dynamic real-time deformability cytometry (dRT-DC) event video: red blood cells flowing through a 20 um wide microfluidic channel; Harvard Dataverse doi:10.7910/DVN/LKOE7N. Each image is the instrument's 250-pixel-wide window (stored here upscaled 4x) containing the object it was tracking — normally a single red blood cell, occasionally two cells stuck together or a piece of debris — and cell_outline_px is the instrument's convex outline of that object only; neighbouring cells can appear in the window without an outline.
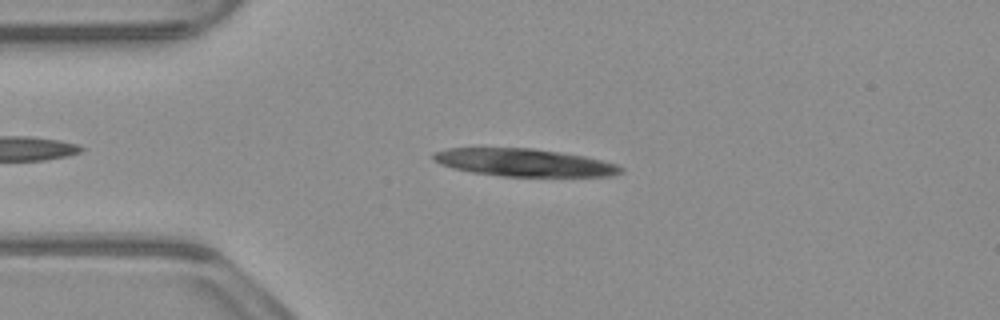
{"species": "common noctule bat (a hibernating species)", "species_latin": "Nyctalus noctula", "temperature_condition": "warm", "stored_images_in_passage": 50, "camera_frame_rate_fps": 3000, "um_per_image_px": 0.085, "animal": {"sex": "male", "body_mass_g": 23.1, "forearm_length_mm": 52.7}, "frame": {"image": 1, "passage_image": 8, "time_ms": 2.333, "image_size_px": [1000, 320], "cell_outline_px": [[624, 172], [608, 176], [500, 176], [472, 172], [452, 168], [440, 164], [432, 160], [432, 152], [448, 148], [532, 148], [560, 152], [584, 156], [604, 160], [616, 164], [624, 168]], "centroid_in_image_um": [44.53, 13.81], "position_along_channel_um": 40.5, "area_um2": 30.29}}
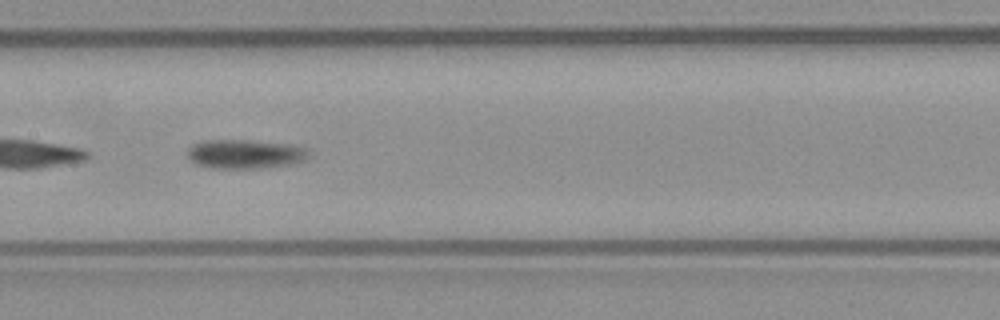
{"frame": {"image": 2, "passage_image": 22, "time_ms": 7.0, "image_size_px": [1000, 320], "cell_outline_px": [[312, 152], [304, 160], [292, 164], [256, 168], [212, 168], [196, 164], [188, 156], [188, 148], [192, 144], [204, 140], [248, 140], [288, 144], [308, 148]], "centroid_in_image_um": [20.85, 13.08], "position_along_channel_um": 186.6, "area_um2": 20.58}}
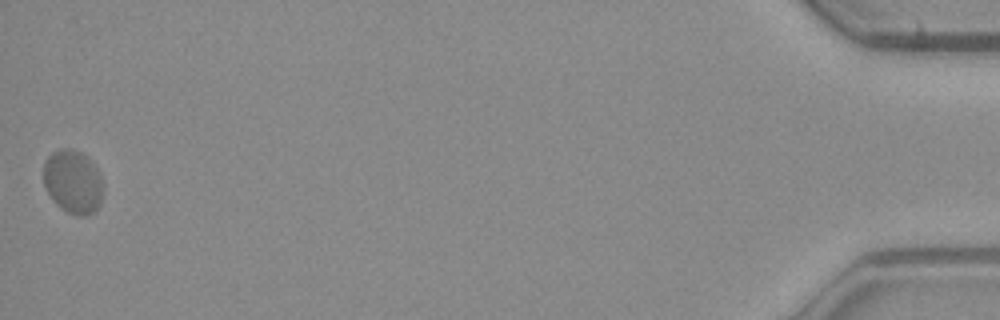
{"frame": {"image": 3, "passage_image": 50, "time_ms": 16.333, "image_size_px": [1000, 320], "cell_outline_px": [[100, 204], [96, 212], [88, 216], [76, 216], [60, 208], [52, 200], [44, 188], [44, 160], [52, 152], [60, 148], [68, 148], [80, 152], [100, 172]], "centroid_in_image_um": [6.15, 15.48], "position_along_channel_um": 429.0, "area_um2": 21.96}, "authors_computed_cell_mechanics": {"area_um2": 20.2011, "velocity_mm_per_s": 3.7558, "shape_relaxation_time_tau1_ms": 5.3091, "shape_relaxation_time_tau2_ms": null, "deformation_change_tau1": 0.1551, "deformation_change_tau2": null}}